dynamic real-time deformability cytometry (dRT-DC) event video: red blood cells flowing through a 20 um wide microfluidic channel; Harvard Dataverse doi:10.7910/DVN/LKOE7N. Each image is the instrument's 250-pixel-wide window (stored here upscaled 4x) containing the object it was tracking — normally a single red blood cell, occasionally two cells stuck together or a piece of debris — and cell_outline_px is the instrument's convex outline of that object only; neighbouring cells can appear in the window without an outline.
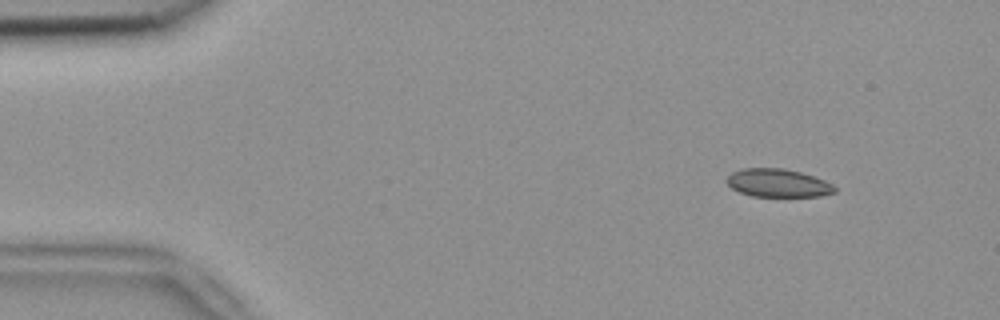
{"species": "common noctule bat (a hibernating species)", "species_latin": "Nyctalus noctula", "temperature_condition": "room temperature", "stored_images_in_passage": 11, "camera_frame_rate_fps": 3000, "um_per_image_px": 0.085, "animal": {"sex": "female", "body_mass_g": 18.4}, "frame": {"image": 1, "passage_image": 1, "time_ms": 0.0, "image_size_px": [1000, 320], "cell_outline_px": [[836, 192], [820, 196], [752, 196], [740, 192], [732, 188], [724, 180], [732, 172], [740, 168], [784, 168], [800, 172], [824, 180], [832, 184], [836, 188]], "centroid_in_image_um": [66.1, 15.55], "position_along_channel_um": 18.9, "area_um2": 17.69}}